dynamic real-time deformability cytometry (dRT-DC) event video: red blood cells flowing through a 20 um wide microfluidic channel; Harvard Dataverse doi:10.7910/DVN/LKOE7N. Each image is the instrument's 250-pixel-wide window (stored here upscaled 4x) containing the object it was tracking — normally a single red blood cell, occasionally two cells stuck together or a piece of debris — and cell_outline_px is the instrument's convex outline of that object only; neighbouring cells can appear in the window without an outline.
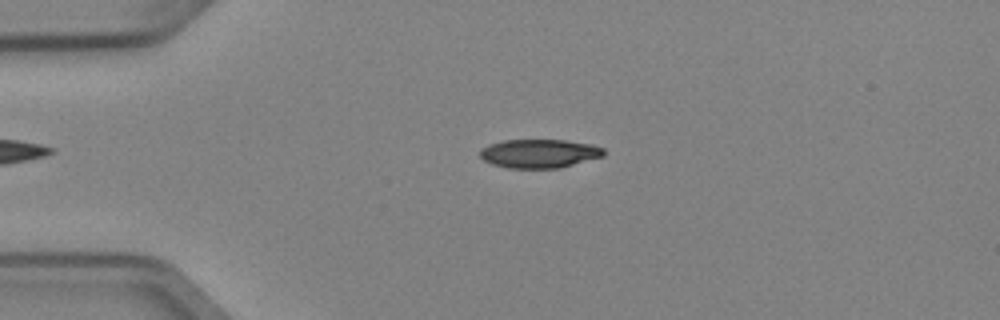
{"species": "Egyptian fruit bat (a non-hibernating species)", "species_latin": "Rousettus aegyptiacus", "temperature_condition": "cold", "stored_images_in_passage": 44, "camera_frame_rate_fps": 3000, "um_per_image_px": 0.085, "animal": {"sex": "female"}, "frame": {"image": 1, "passage_image": 7, "time_ms": 2.0, "image_size_px": [1000, 320], "cell_outline_px": [[604, 156], [560, 168], [508, 168], [492, 164], [484, 160], [480, 156], [480, 152], [488, 144], [504, 140], [564, 140], [592, 144], [604, 148]], "centroid_in_image_um": [45.86, 13.05], "position_along_channel_um": 39.1, "area_um2": 20.69}}
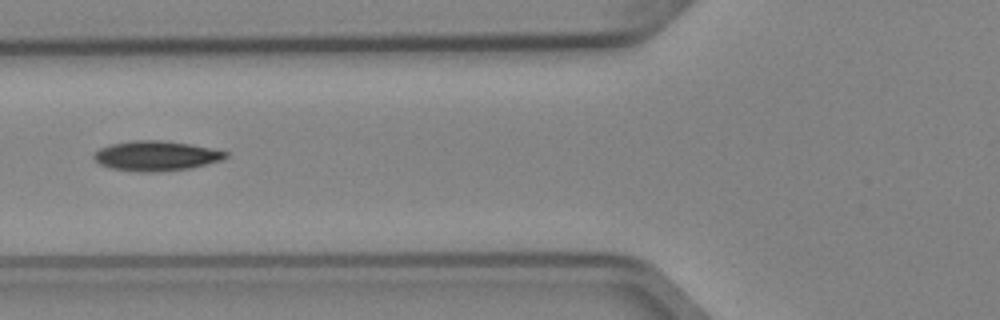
{"frame": {"image": 2, "passage_image": 15, "time_ms": 4.667, "image_size_px": [1000, 320], "cell_outline_px": [[228, 156], [220, 160], [192, 168], [156, 172], [136, 172], [112, 168], [100, 164], [92, 156], [100, 148], [112, 144], [132, 140], [160, 140], [188, 144], [228, 152]], "centroid_in_image_um": [13.25, 13.25], "position_along_channel_um": 112.6, "area_um2": 22.72}}
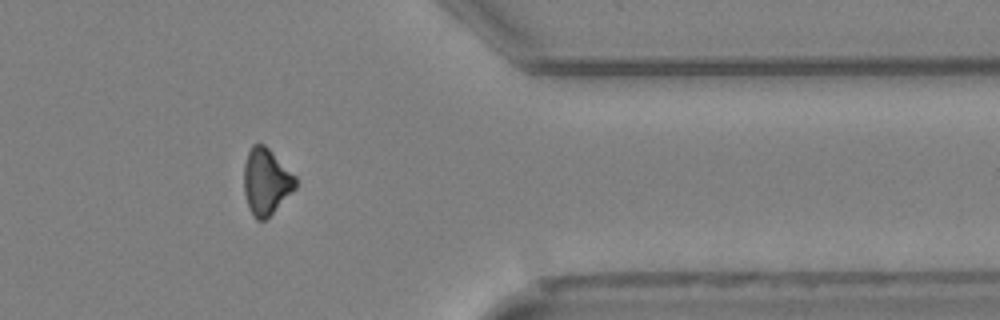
{"frame": {"image": 3, "passage_image": 37, "time_ms": 12.0, "image_size_px": [1000, 320], "cell_outline_px": [[296, 188], [264, 220], [256, 220], [248, 208], [244, 192], [244, 164], [248, 152], [252, 144], [264, 144], [296, 176]], "centroid_in_image_um": [22.6, 15.42], "position_along_channel_um": 388.8, "area_um2": 19.71}, "authors_computed_cell_mechanics": {"area_um2": 21.0681, "velocity_mm_per_s": 3.9789, "shape_relaxation_time_tau1_ms": 5.5164, "shape_relaxation_time_tau2_ms": null, "deformation_change_tau1": 0.1257, "deformation_change_tau2": null}}